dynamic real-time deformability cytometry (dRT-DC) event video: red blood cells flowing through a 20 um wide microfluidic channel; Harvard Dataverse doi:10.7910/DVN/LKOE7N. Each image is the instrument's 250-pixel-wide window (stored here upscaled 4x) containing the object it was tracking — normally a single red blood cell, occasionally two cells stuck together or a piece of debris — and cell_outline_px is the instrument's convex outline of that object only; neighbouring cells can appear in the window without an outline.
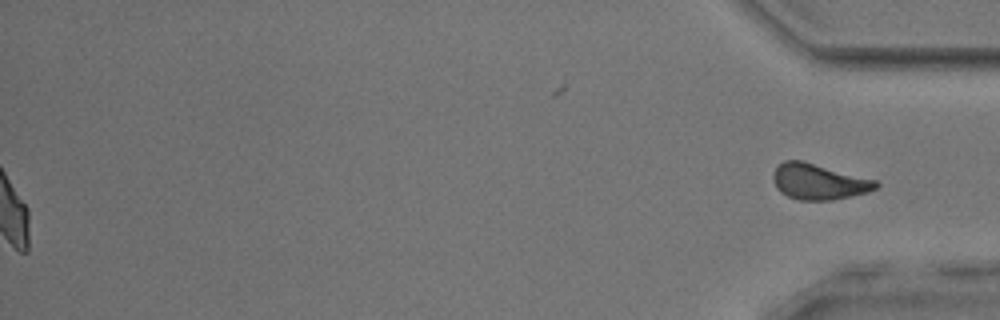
{"species": "common noctule bat (a hibernating species)", "species_latin": "Nyctalus noctula", "temperature_condition": "room temperature", "stored_images_in_passage": 55, "segment_of_instrument_passage": [2, 2], "camera_frame_rate_fps": 3000, "um_per_image_px": 0.085, "animal": {"sex": "male", "body_mass_g": 17.9, "forearm_length_mm": 54.2}, "frame": {"image": 1, "passage_image": 55, "time_ms": 18.0, "image_size_px": [1000, 320], "cell_outline_px": [[880, 184], [876, 188], [868, 192], [852, 196], [832, 200], [800, 200], [788, 196], [780, 192], [776, 188], [772, 176], [776, 168], [784, 160], [804, 160], [876, 180]], "centroid_in_image_um": [69.6, 15.43], "position_along_channel_um": 365.6, "area_um2": 21.5}}